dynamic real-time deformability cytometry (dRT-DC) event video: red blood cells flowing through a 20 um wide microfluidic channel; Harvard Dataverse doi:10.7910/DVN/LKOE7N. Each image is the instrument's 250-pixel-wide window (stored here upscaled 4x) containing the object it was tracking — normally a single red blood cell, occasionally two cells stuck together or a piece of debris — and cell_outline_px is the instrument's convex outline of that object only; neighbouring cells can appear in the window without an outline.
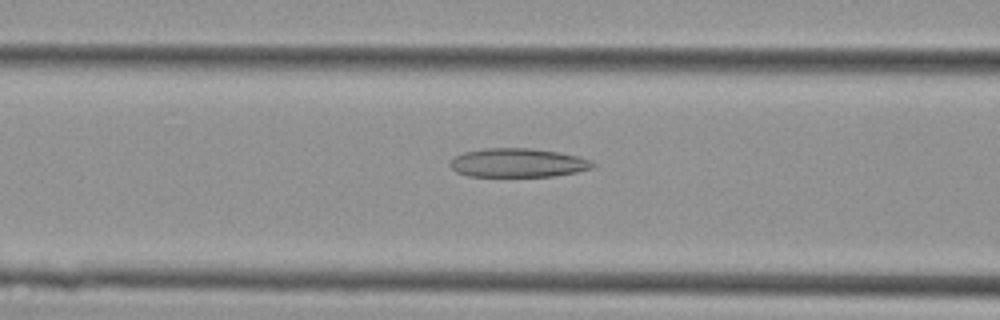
{"species": "Egyptian fruit bat (a non-hibernating species)", "species_latin": "Rousettus aegyptiacus", "temperature_condition": "cold", "stored_images_in_passage": 25, "camera_frame_rate_fps": 3000, "um_per_image_px": 0.085, "animal": {"sex": "female"}, "frame": {"image": 1, "passage_image": 16, "time_ms": 5.0, "image_size_px": [1000, 320], "cell_outline_px": [[596, 164], [592, 168], [576, 172], [552, 176], [468, 176], [456, 172], [452, 168], [452, 160], [456, 156], [464, 152], [484, 148], [528, 148], [560, 152], [592, 160]], "centroid_in_image_um": [44.05, 13.83], "position_along_channel_um": 122.6, "area_um2": 23.81}}
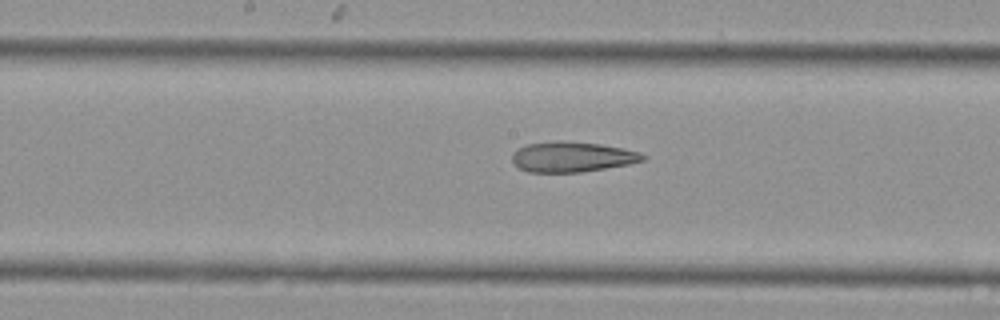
{"frame": {"image": 2, "passage_image": 21, "time_ms": 6.667, "image_size_px": [1000, 320], "cell_outline_px": [[648, 156], [644, 160], [628, 164], [580, 172], [528, 172], [512, 164], [512, 156], [520, 148], [528, 144], [556, 140], [564, 140], [600, 144], [624, 148], [640, 152]], "centroid_in_image_um": [48.65, 13.32], "position_along_channel_um": 199.6, "area_um2": 23.06}}
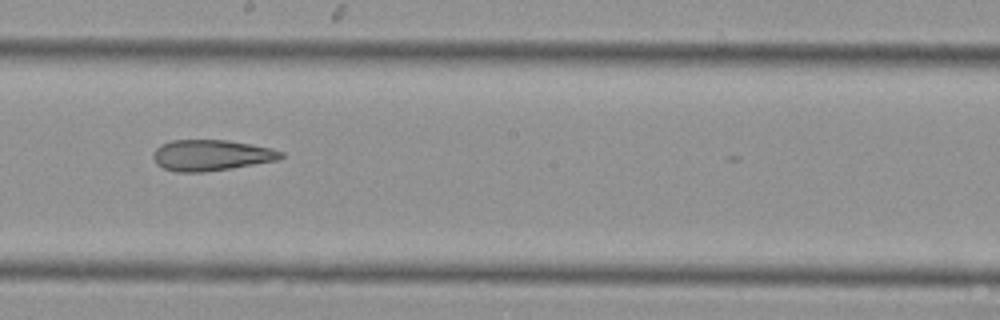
{"frame": {"image": 3, "passage_image": 23, "time_ms": 7.333, "image_size_px": [1000, 320], "cell_outline_px": [[284, 156], [280, 160], [232, 168], [204, 172], [176, 172], [164, 168], [156, 164], [152, 156], [152, 152], [160, 144], [172, 140], [228, 140], [268, 148], [284, 152]], "centroid_in_image_um": [17.92, 13.2], "position_along_channel_um": 230.3, "area_um2": 23.12}}